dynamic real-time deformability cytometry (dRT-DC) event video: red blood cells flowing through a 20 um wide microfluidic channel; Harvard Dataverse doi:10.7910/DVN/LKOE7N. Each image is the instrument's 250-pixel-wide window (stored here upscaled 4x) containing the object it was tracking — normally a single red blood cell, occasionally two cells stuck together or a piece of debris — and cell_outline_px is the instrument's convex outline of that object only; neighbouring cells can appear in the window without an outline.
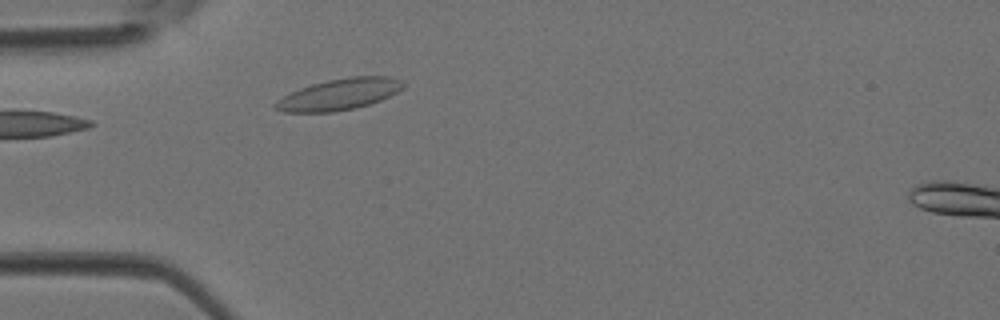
{"species": "Egyptian fruit bat (a non-hibernating species)", "species_latin": "Rousettus aegyptiacus", "temperature_condition": "room temperature", "stored_images_in_passage": 3, "camera_frame_rate_fps": 3000, "um_per_image_px": 0.085, "animal": {"sex": "female"}, "frame": {"image": 1, "passage_image": 3, "time_ms": 0.667, "image_size_px": [1000, 320], "cell_outline_px": [[404, 88], [380, 100], [356, 108], [332, 112], [284, 112], [276, 108], [272, 104], [276, 100], [300, 88], [312, 84], [328, 80], [348, 76], [388, 76], [400, 80], [404, 84]], "centroid_in_image_um": [28.83, 8.01], "position_along_channel_um": 56.2, "area_um2": 23.12}}